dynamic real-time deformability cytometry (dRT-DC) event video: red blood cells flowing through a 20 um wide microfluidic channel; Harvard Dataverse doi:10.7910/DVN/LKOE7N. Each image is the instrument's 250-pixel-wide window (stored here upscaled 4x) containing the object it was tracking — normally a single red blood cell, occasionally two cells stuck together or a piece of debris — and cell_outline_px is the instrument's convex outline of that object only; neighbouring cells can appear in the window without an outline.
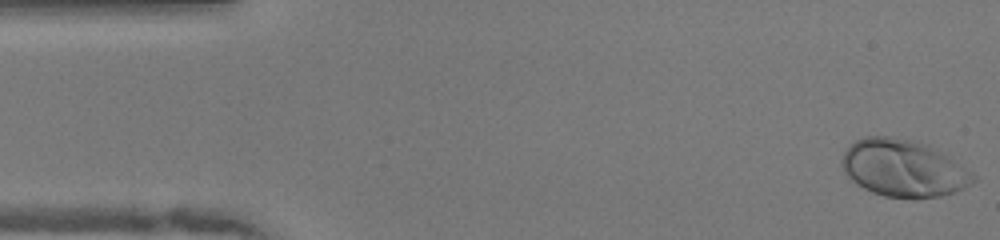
{"species": "human", "species_latin": "Homo sapiens", "temperature_condition": "warm", "stored_images_in_passage": 49, "camera_frame_rate_fps": 3000, "um_per_image_px": 0.085, "donor": {"sex": "female"}, "frame": {"image": 1, "passage_image": 1, "time_ms": 0.0, "image_size_px": [1000, 240], "cell_outline_px": [[976, 180], [964, 188], [940, 196], [916, 200], [884, 196], [872, 192], [856, 184], [844, 172], [840, 164], [840, 160], [844, 152], [856, 140], [864, 136], [888, 136], [916, 140], [928, 144], [972, 172], [976, 176]], "centroid_in_image_um": [76.77, 14.31], "position_along_channel_um": 8.2, "area_um2": 43.99}}
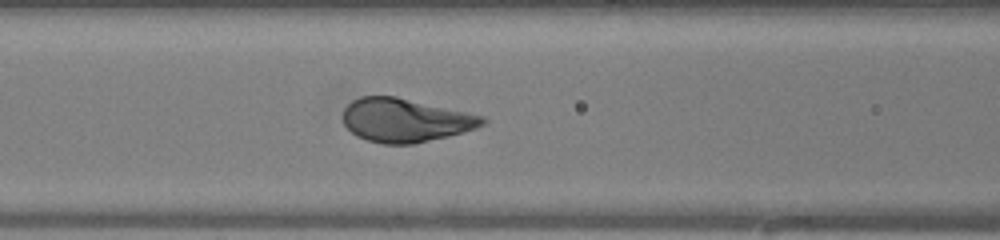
{"frame": {"image": 2, "passage_image": 19, "time_ms": 6.0, "image_size_px": [1000, 240], "cell_outline_px": [[488, 120], [484, 124], [476, 128], [448, 136], [412, 144], [384, 144], [368, 140], [356, 136], [344, 124], [340, 116], [344, 108], [352, 100], [360, 96], [396, 96], [484, 116]], "centroid_in_image_um": [34.41, 10.21], "position_along_channel_um": 132.2, "area_um2": 35.49}}
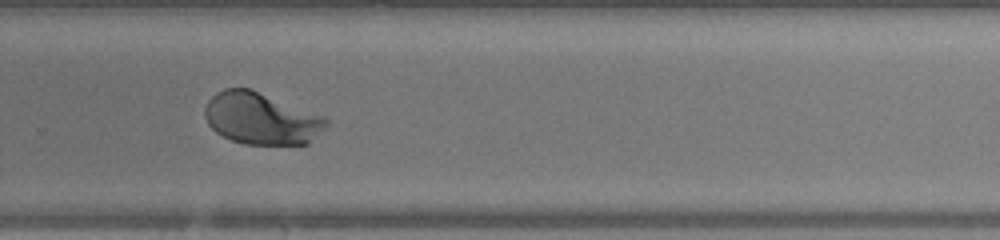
{"frame": {"image": 3, "passage_image": 32, "time_ms": 10.333, "image_size_px": [1000, 240], "cell_outline_px": [[328, 124], [308, 144], [244, 144], [232, 140], [216, 132], [208, 124], [204, 116], [204, 108], [208, 100], [216, 92], [224, 88], [248, 88], [324, 116], [328, 120]], "centroid_in_image_um": [22.17, 10.07], "position_along_channel_um": 307.6, "area_um2": 36.41}, "authors_computed_cell_mechanics": {"area_um2": 36.414, "velocity_mm_per_s": 4.0617, "shape_relaxation_time_tau1_ms": 2.2245, "shape_relaxation_time_tau2_ms": null, "deformation_change_tau1": 0.1564, "deformation_change_tau2": null}}